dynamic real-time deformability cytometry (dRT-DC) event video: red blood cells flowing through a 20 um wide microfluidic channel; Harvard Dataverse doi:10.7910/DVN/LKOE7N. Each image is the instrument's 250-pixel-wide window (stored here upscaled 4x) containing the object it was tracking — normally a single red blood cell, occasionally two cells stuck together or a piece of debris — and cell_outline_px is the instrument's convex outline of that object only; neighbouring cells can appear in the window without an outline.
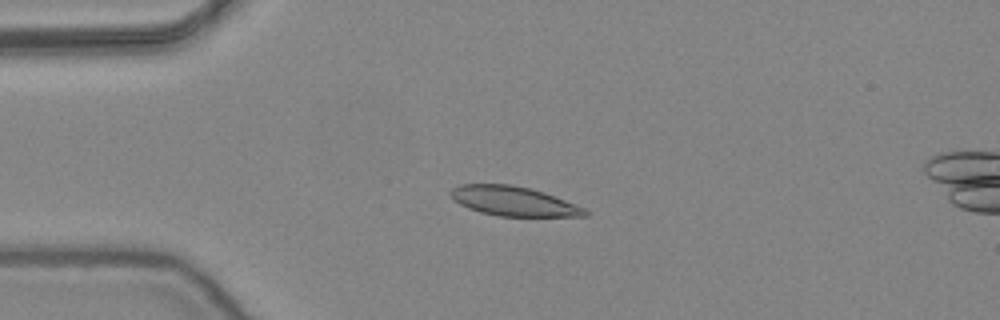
{"species": "common noctule bat (a hibernating species)", "species_latin": "Nyctalus noctula", "temperature_condition": "warm", "stored_images_in_passage": 54, "camera_frame_rate_fps": 3000, "um_per_image_px": 0.085, "animal": {"sex": "female", "body_mass_g": 24.6, "forearm_length_mm": 56.2}, "frame": {"image": 1, "passage_image": 13, "time_ms": 4.0, "image_size_px": [1000, 320], "cell_outline_px": [[588, 216], [500, 216], [480, 212], [468, 208], [452, 200], [448, 192], [452, 188], [460, 184], [512, 184], [544, 192], [584, 208], [588, 212]], "centroid_in_image_um": [43.58, 17.09], "position_along_channel_um": 41.4, "area_um2": 23.0}}
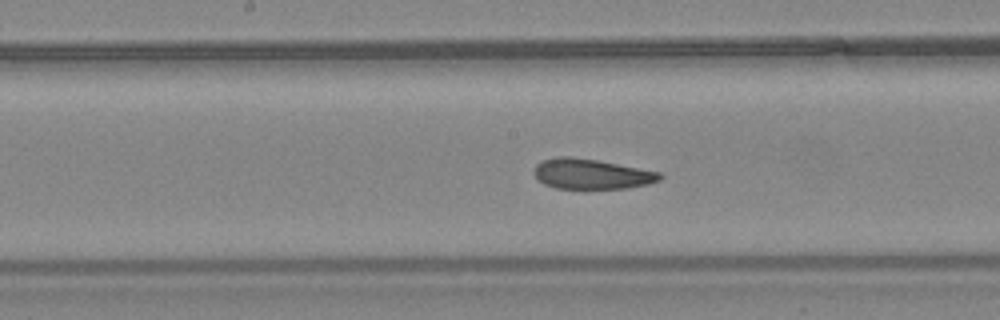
{"frame": {"image": 2, "passage_image": 27, "time_ms": 8.667, "image_size_px": [1000, 320], "cell_outline_px": [[664, 176], [660, 180], [648, 184], [628, 188], [584, 192], [556, 188], [544, 184], [532, 172], [532, 168], [540, 160], [556, 156], [572, 156], [596, 160], [660, 172]], "centroid_in_image_um": [50.23, 14.83], "position_along_channel_um": 198.0, "area_um2": 23.24}}
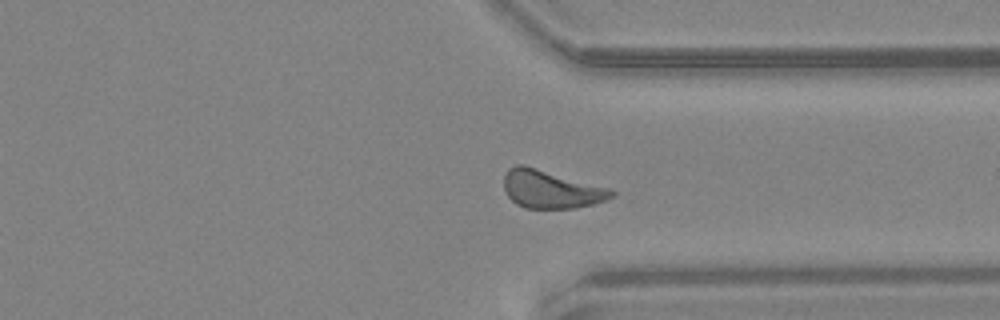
{"frame": {"image": 3, "passage_image": 40, "time_ms": 13.0, "image_size_px": [1000, 320], "cell_outline_px": [[616, 196], [592, 204], [576, 208], [524, 208], [516, 204], [508, 196], [504, 188], [504, 176], [508, 168], [516, 164], [524, 164], [612, 188], [616, 192]], "centroid_in_image_um": [46.85, 16.07], "position_along_channel_um": 364.5, "area_um2": 24.22}}